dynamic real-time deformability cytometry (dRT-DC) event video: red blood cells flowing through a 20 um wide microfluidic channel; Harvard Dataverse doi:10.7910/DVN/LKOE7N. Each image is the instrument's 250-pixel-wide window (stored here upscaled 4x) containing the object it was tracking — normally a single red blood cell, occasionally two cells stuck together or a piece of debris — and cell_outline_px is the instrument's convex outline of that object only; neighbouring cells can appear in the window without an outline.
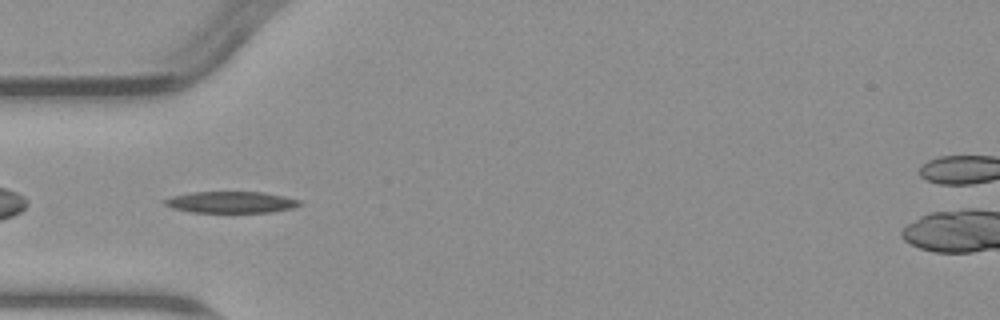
{"species": "common noctule bat (a hibernating species)", "species_latin": "Nyctalus noctula", "temperature_condition": "warm", "stored_images_in_passage": 3, "camera_frame_rate_fps": 3000, "um_per_image_px": 0.085, "animal": {"sex": "male", "body_mass_g": 23.1, "forearm_length_mm": 52.7}, "frame": {"image": 1, "passage_image": 2, "time_ms": 1.0, "image_size_px": [1000, 320], "cell_outline_px": [[304, 204], [292, 208], [272, 212], [192, 212], [172, 208], [164, 204], [164, 200], [172, 196], [192, 192], [264, 192], [284, 196], [300, 200]], "centroid_in_image_um": [19.67, 17.18], "position_along_channel_um": 65.3, "area_um2": 16.88}}
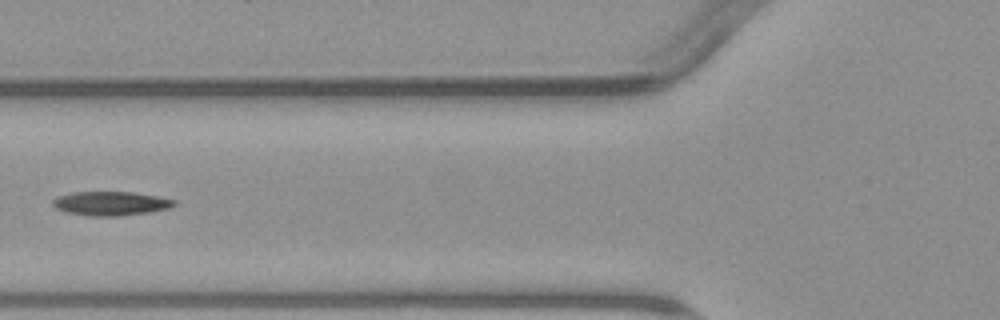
{"frame": {"image": 2, "passage_image": 3, "time_ms": 2.333, "image_size_px": [1000, 320], "cell_outline_px": [[176, 204], [172, 208], [148, 212], [120, 216], [88, 216], [64, 212], [56, 208], [52, 204], [52, 200], [56, 196], [72, 192], [132, 192], [156, 196], [176, 200]], "centroid_in_image_um": [9.39, 17.3], "position_along_channel_um": 116.4, "area_um2": 17.17}}